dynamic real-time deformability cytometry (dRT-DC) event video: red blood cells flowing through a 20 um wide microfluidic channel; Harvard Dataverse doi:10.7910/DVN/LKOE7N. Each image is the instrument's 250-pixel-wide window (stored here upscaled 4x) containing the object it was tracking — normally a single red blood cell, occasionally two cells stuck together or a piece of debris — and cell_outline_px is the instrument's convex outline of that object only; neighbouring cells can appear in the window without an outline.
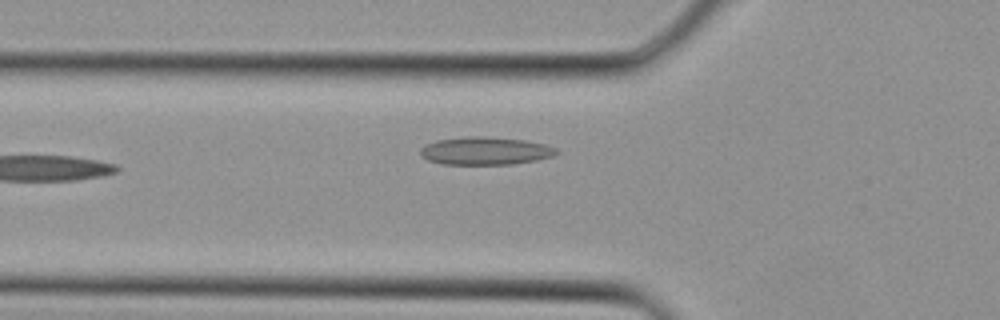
{"species": "Egyptian fruit bat (a non-hibernating species)", "species_latin": "Rousettus aegyptiacus", "temperature_condition": "cold", "stored_images_in_passage": 4, "segment_of_instrument_passage": [1, 2], "camera_frame_rate_fps": 3000, "um_per_image_px": 0.085, "animal": {"sex": "female"}, "frame": {"image": 1, "passage_image": 3, "time_ms": 0.667, "image_size_px": [1000, 320], "cell_outline_px": [[560, 152], [552, 156], [536, 160], [512, 164], [440, 164], [428, 160], [420, 152], [420, 148], [424, 144], [436, 140], [472, 136], [480, 136], [524, 140], [544, 144], [556, 148]], "centroid_in_image_um": [41.24, 12.82], "position_along_channel_um": 84.6, "area_um2": 21.96}}